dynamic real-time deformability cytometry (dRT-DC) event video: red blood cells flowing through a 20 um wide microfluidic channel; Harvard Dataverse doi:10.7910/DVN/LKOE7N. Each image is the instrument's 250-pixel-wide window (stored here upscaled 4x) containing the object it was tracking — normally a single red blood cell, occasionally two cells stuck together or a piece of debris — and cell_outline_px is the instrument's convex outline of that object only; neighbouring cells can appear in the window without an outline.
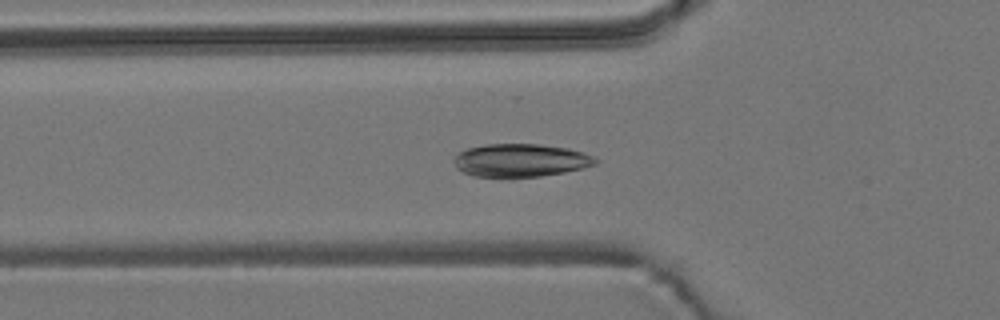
{"species": "common noctule bat (a hibernating species)", "species_latin": "Nyctalus noctula", "temperature_condition": "room temperature", "stored_images_in_passage": 55, "camera_frame_rate_fps": 3000, "um_per_image_px": 0.085, "animal": {"sex": "male", "body_mass_g": 19.2, "forearm_length_mm": 51.8}, "frame": {"image": 1, "passage_image": 18, "time_ms": 5.667, "image_size_px": [1000, 320], "cell_outline_px": [[600, 160], [596, 164], [564, 172], [540, 176], [472, 176], [456, 168], [452, 160], [460, 152], [468, 148], [484, 144], [540, 144], [568, 148], [584, 152]], "centroid_in_image_um": [44.24, 13.61], "position_along_channel_um": 81.6, "area_um2": 27.05}}
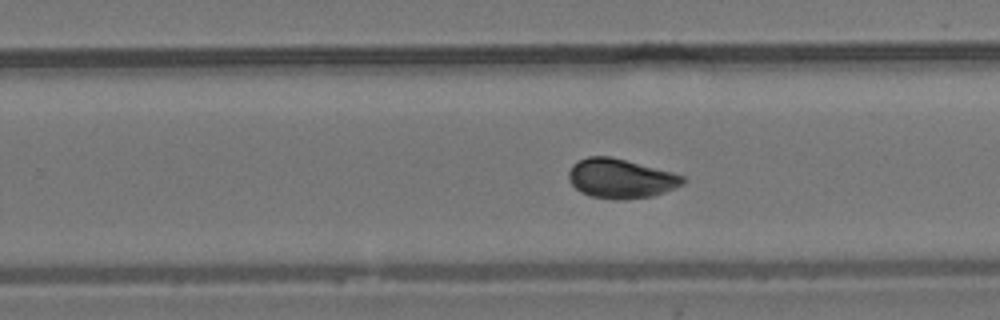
{"frame": {"image": 2, "passage_image": 34, "time_ms": 11.0, "image_size_px": [1000, 320], "cell_outline_px": [[684, 184], [664, 192], [652, 196], [624, 200], [616, 200], [592, 196], [580, 192], [568, 180], [568, 172], [572, 164], [588, 156], [608, 156], [672, 172], [684, 176]], "centroid_in_image_um": [52.74, 15.18], "position_along_channel_um": 277.1, "area_um2": 26.07}}
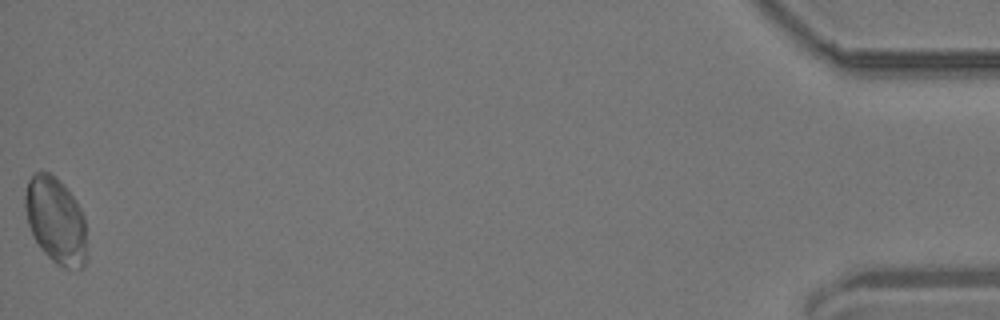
{"frame": {"image": 3, "passage_image": 55, "time_ms": 18.0, "image_size_px": [1000, 320], "cell_outline_px": [[84, 268], [64, 268], [52, 260], [44, 252], [36, 240], [28, 224], [24, 208], [24, 196], [28, 180], [32, 172], [48, 172], [56, 176], [64, 184], [76, 200], [84, 216]], "centroid_in_image_um": [4.7, 18.67], "position_along_channel_um": 430.5, "area_um2": 30.75}, "authors_computed_cell_mechanics": {"area_um2": 27.2816, "velocity_mm_per_s": 3.6589, "shape_relaxation_time_tau1_ms": 3.7673, "shape_relaxation_time_tau2_ms": null, "deformation_change_tau1": 0.1348, "deformation_change_tau2": null}}